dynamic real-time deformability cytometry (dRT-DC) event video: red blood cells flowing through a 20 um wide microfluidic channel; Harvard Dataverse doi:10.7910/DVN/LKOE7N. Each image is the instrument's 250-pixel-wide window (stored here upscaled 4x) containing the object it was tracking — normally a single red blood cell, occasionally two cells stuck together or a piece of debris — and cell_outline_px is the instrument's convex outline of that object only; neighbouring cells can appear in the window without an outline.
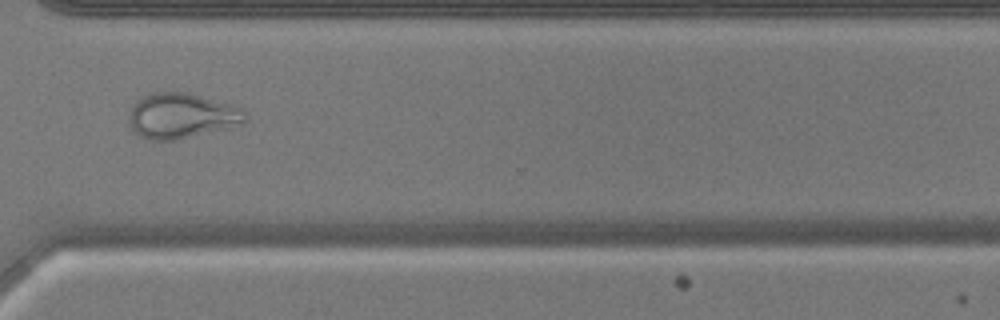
{"species": "common noctule bat (a hibernating species)", "species_latin": "Nyctalus noctula", "temperature_condition": "warm", "stored_images_in_passage": 46, "camera_frame_rate_fps": 3000, "um_per_image_px": 0.085, "animal": {"sex": "male", "body_mass_g": 17.9, "forearm_length_mm": 54.2}, "frame": {"image": 1, "passage_image": 33, "time_ms": 10.667, "image_size_px": [1000, 320], "cell_outline_px": [[248, 120], [244, 124], [176, 140], [152, 140], [140, 136], [132, 128], [128, 120], [128, 116], [136, 100], [140, 96], [152, 92], [188, 92], [232, 104], [240, 108], [248, 116]], "centroid_in_image_um": [15.45, 9.83], "position_along_channel_um": 355.2, "area_um2": 30.92}}